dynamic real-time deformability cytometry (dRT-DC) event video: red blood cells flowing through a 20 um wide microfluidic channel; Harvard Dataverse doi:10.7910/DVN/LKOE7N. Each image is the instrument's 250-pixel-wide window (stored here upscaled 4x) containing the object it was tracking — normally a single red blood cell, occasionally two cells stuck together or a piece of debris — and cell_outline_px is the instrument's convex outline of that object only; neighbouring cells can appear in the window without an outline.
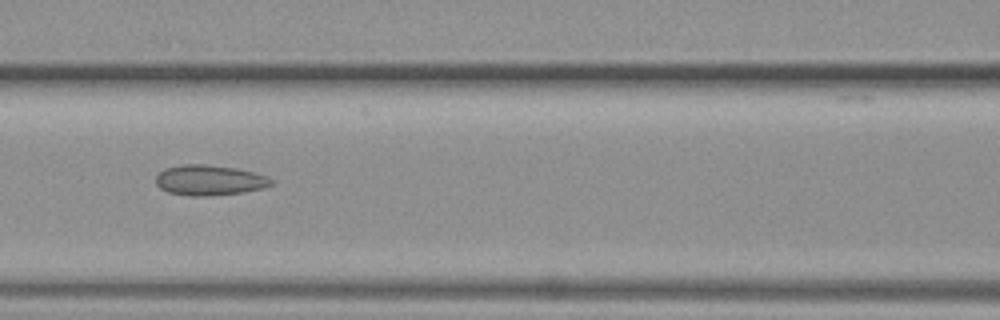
{"species": "common noctule bat (a hibernating species)", "species_latin": "Nyctalus noctula", "temperature_condition": "warm", "stored_images_in_passage": 6, "camera_frame_rate_fps": 3000, "um_per_image_px": 0.085, "animal": {"sex": "female", "body_mass_g": 19.3, "forearm_length_mm": 54.1}, "frame": {"image": 1, "passage_image": 5, "time_ms": 5.333, "image_size_px": [1000, 320], "cell_outline_px": [[272, 184], [264, 188], [244, 192], [208, 196], [188, 196], [168, 192], [160, 188], [156, 184], [156, 176], [164, 168], [180, 164], [208, 164], [236, 168], [268, 176], [272, 180]], "centroid_in_image_um": [17.78, 15.31], "position_along_channel_um": 148.8, "area_um2": 20.58}}